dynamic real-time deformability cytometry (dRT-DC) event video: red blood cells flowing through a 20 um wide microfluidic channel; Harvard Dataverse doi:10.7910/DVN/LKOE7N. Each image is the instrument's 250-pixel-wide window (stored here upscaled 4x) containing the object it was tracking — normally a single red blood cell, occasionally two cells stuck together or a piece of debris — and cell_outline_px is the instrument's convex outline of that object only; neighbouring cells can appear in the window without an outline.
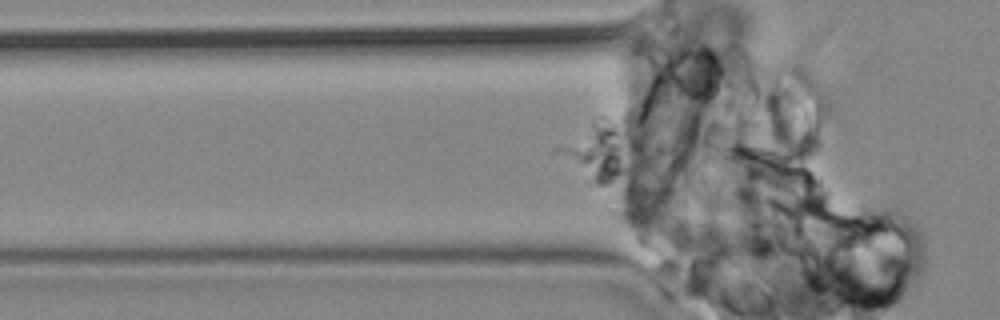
{"species": "common noctule bat (a hibernating species)", "species_latin": "Nyctalus noctula", "temperature_condition": "cold", "stored_images_in_passage": 9, "camera_frame_rate_fps": 3000, "um_per_image_px": 0.085, "animal": {"sex": "male", "body_mass_g": 19.2, "forearm_length_mm": 51.8}, "frame": {"image": 1, "passage_image": 4, "time_ms": 3.333, "image_size_px": [1000, 320], "cell_outline_px": [[732, 72], [728, 84], [716, 96], [708, 100], [688, 108], [684, 108], [664, 92], [664, 64], [668, 56], [676, 48], [704, 44]], "centroid_in_image_um": [59.02, 6.41], "position_along_channel_um": 66.8, "area_um2": 22.54}}
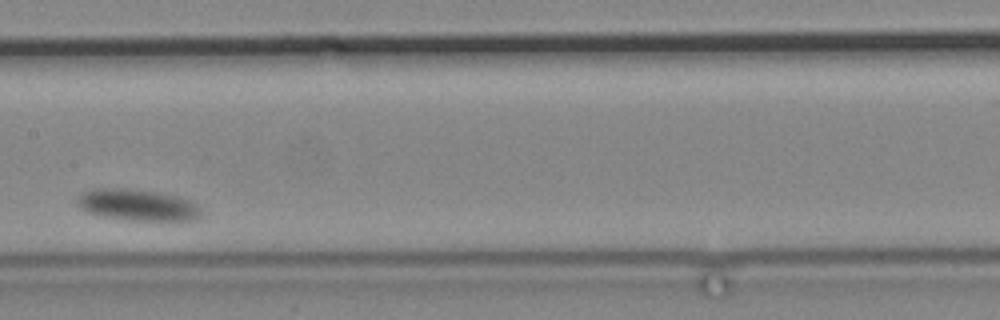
{"frame": {"image": 2, "passage_image": 8, "time_ms": 9.0, "image_size_px": [1000, 320], "cell_outline_px": [[200, 216], [196, 220], [124, 220], [104, 216], [88, 212], [80, 208], [76, 204], [76, 200], [80, 192], [96, 188], [124, 188], [156, 192], [176, 196], [188, 200], [196, 204], [200, 208]], "centroid_in_image_um": [11.63, 17.42], "position_along_channel_um": 195.8, "area_um2": 22.66}}